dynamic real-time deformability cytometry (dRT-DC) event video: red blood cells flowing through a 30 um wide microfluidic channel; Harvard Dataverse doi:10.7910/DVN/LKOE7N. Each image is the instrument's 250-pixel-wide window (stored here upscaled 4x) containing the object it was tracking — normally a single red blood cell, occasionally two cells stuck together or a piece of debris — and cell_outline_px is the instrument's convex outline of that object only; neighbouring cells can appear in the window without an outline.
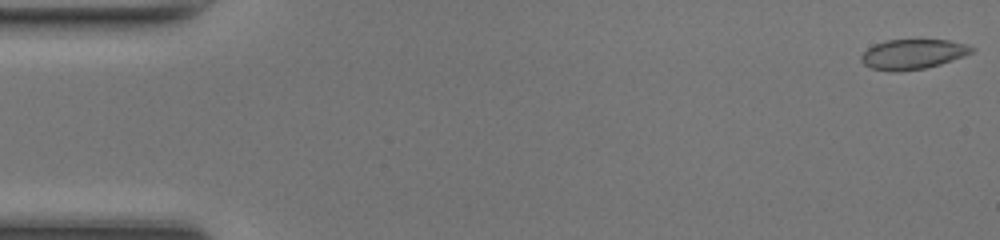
{"species": "common noctule bat (a hibernating species)", "species_latin": "Nyctalus noctula", "temperature_condition": "room temperature", "stored_images_in_passage": 9, "camera_frame_rate_fps": 3000, "um_per_image_px": 0.085, "animal": {"sex": "female", "body_mass_g": 17.0, "forearm_length_mm": 48.0}, "frame": {"image": 1, "passage_image": 1, "time_ms": 0.0, "image_size_px": [1000, 240], "cell_outline_px": [[976, 48], [972, 52], [964, 56], [940, 64], [924, 68], [896, 72], [892, 72], [872, 68], [864, 64], [860, 60], [860, 56], [868, 48], [884, 40], [948, 40], [968, 44]], "centroid_in_image_um": [77.6, 4.6], "position_along_channel_um": 7.4, "area_um2": 19.25}}